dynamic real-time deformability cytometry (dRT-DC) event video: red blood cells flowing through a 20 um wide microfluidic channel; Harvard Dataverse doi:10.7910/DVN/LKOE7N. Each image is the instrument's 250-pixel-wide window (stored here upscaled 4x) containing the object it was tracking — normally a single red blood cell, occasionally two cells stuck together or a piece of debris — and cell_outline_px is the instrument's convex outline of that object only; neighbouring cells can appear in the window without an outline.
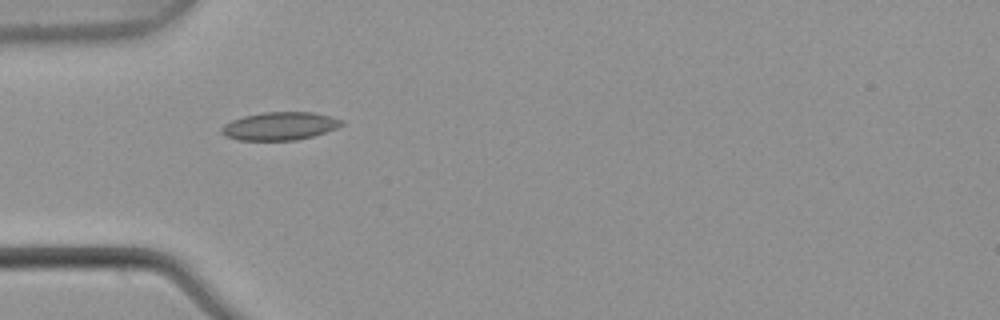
{"species": "common noctule bat (a hibernating species)", "species_latin": "Nyctalus noctula", "temperature_condition": "warm", "stored_images_in_passage": 1, "camera_frame_rate_fps": 3000, "um_per_image_px": 0.085, "animal": {"sex": "male", "body_mass_g": 21.5, "forearm_length_mm": 52.0}, "frame": {"image": 1, "passage_image": 1, "time_ms": 0.0, "image_size_px": [1000, 320], "cell_outline_px": [[344, 124], [336, 128], [312, 136], [296, 140], [236, 140], [224, 136], [220, 132], [220, 128], [224, 124], [232, 120], [244, 116], [264, 112], [312, 112], [332, 116], [344, 120]], "centroid_in_image_um": [23.76, 10.71], "position_along_channel_um": 61.2, "area_um2": 19.71}}